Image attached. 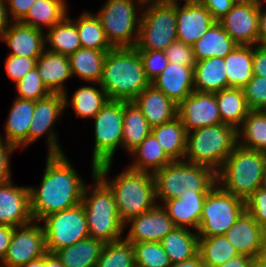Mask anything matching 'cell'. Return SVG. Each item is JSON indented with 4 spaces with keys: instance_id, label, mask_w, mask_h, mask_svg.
Listing matches in <instances>:
<instances>
[{
    "instance_id": "cell-1",
    "label": "cell",
    "mask_w": 266,
    "mask_h": 267,
    "mask_svg": "<svg viewBox=\"0 0 266 267\" xmlns=\"http://www.w3.org/2000/svg\"><path fill=\"white\" fill-rule=\"evenodd\" d=\"M66 154H47L40 186H29L34 221L81 203L86 186Z\"/></svg>"
},
{
    "instance_id": "cell-2",
    "label": "cell",
    "mask_w": 266,
    "mask_h": 267,
    "mask_svg": "<svg viewBox=\"0 0 266 267\" xmlns=\"http://www.w3.org/2000/svg\"><path fill=\"white\" fill-rule=\"evenodd\" d=\"M112 162L96 166L95 174L113 192L118 215L123 223L138 216L156 204L155 181L153 173L125 168L114 178L107 179Z\"/></svg>"
},
{
    "instance_id": "cell-3",
    "label": "cell",
    "mask_w": 266,
    "mask_h": 267,
    "mask_svg": "<svg viewBox=\"0 0 266 267\" xmlns=\"http://www.w3.org/2000/svg\"><path fill=\"white\" fill-rule=\"evenodd\" d=\"M150 84L135 47L107 52L99 85L109 100L133 101Z\"/></svg>"
},
{
    "instance_id": "cell-4",
    "label": "cell",
    "mask_w": 266,
    "mask_h": 267,
    "mask_svg": "<svg viewBox=\"0 0 266 267\" xmlns=\"http://www.w3.org/2000/svg\"><path fill=\"white\" fill-rule=\"evenodd\" d=\"M265 175L266 153L237 144L216 173V179L223 189L246 201L262 187Z\"/></svg>"
},
{
    "instance_id": "cell-5",
    "label": "cell",
    "mask_w": 266,
    "mask_h": 267,
    "mask_svg": "<svg viewBox=\"0 0 266 267\" xmlns=\"http://www.w3.org/2000/svg\"><path fill=\"white\" fill-rule=\"evenodd\" d=\"M92 172V185L83 191L82 205L86 214L89 237L107 242L124 238L125 224L118 215L115 198L109 187Z\"/></svg>"
},
{
    "instance_id": "cell-6",
    "label": "cell",
    "mask_w": 266,
    "mask_h": 267,
    "mask_svg": "<svg viewBox=\"0 0 266 267\" xmlns=\"http://www.w3.org/2000/svg\"><path fill=\"white\" fill-rule=\"evenodd\" d=\"M153 177L157 204L177 198L183 193L209 192L217 183L216 172L211 168L184 160L172 161L156 170Z\"/></svg>"
},
{
    "instance_id": "cell-7",
    "label": "cell",
    "mask_w": 266,
    "mask_h": 267,
    "mask_svg": "<svg viewBox=\"0 0 266 267\" xmlns=\"http://www.w3.org/2000/svg\"><path fill=\"white\" fill-rule=\"evenodd\" d=\"M236 145L237 130L228 124L199 128L187 132L183 160L209 167L217 173Z\"/></svg>"
},
{
    "instance_id": "cell-8",
    "label": "cell",
    "mask_w": 266,
    "mask_h": 267,
    "mask_svg": "<svg viewBox=\"0 0 266 267\" xmlns=\"http://www.w3.org/2000/svg\"><path fill=\"white\" fill-rule=\"evenodd\" d=\"M135 48L138 51H165L177 40L176 5L169 2L143 5Z\"/></svg>"
},
{
    "instance_id": "cell-9",
    "label": "cell",
    "mask_w": 266,
    "mask_h": 267,
    "mask_svg": "<svg viewBox=\"0 0 266 267\" xmlns=\"http://www.w3.org/2000/svg\"><path fill=\"white\" fill-rule=\"evenodd\" d=\"M143 5L137 0H107L97 11L106 38L113 48L135 47Z\"/></svg>"
},
{
    "instance_id": "cell-10",
    "label": "cell",
    "mask_w": 266,
    "mask_h": 267,
    "mask_svg": "<svg viewBox=\"0 0 266 267\" xmlns=\"http://www.w3.org/2000/svg\"><path fill=\"white\" fill-rule=\"evenodd\" d=\"M245 210V201L216 183L205 198L198 236L224 235Z\"/></svg>"
},
{
    "instance_id": "cell-11",
    "label": "cell",
    "mask_w": 266,
    "mask_h": 267,
    "mask_svg": "<svg viewBox=\"0 0 266 267\" xmlns=\"http://www.w3.org/2000/svg\"><path fill=\"white\" fill-rule=\"evenodd\" d=\"M94 147L92 171L96 166L112 162L118 146L122 148L123 137V101L108 100L94 116Z\"/></svg>"
},
{
    "instance_id": "cell-12",
    "label": "cell",
    "mask_w": 266,
    "mask_h": 267,
    "mask_svg": "<svg viewBox=\"0 0 266 267\" xmlns=\"http://www.w3.org/2000/svg\"><path fill=\"white\" fill-rule=\"evenodd\" d=\"M45 233L46 250H57L71 246L89 237L86 214L82 203L52 213L40 221Z\"/></svg>"
},
{
    "instance_id": "cell-13",
    "label": "cell",
    "mask_w": 266,
    "mask_h": 267,
    "mask_svg": "<svg viewBox=\"0 0 266 267\" xmlns=\"http://www.w3.org/2000/svg\"><path fill=\"white\" fill-rule=\"evenodd\" d=\"M64 110V96L61 93H50L35 101L33 118L28 132V145L46 134L47 154H64L58 142V134L54 131V123L63 115Z\"/></svg>"
},
{
    "instance_id": "cell-14",
    "label": "cell",
    "mask_w": 266,
    "mask_h": 267,
    "mask_svg": "<svg viewBox=\"0 0 266 267\" xmlns=\"http://www.w3.org/2000/svg\"><path fill=\"white\" fill-rule=\"evenodd\" d=\"M39 221L14 227L13 235L0 267H21L47 253L45 233Z\"/></svg>"
},
{
    "instance_id": "cell-15",
    "label": "cell",
    "mask_w": 266,
    "mask_h": 267,
    "mask_svg": "<svg viewBox=\"0 0 266 267\" xmlns=\"http://www.w3.org/2000/svg\"><path fill=\"white\" fill-rule=\"evenodd\" d=\"M178 117L187 132L222 123L215 94L195 90L178 105Z\"/></svg>"
},
{
    "instance_id": "cell-16",
    "label": "cell",
    "mask_w": 266,
    "mask_h": 267,
    "mask_svg": "<svg viewBox=\"0 0 266 267\" xmlns=\"http://www.w3.org/2000/svg\"><path fill=\"white\" fill-rule=\"evenodd\" d=\"M124 224V229L127 225L130 227L127 236L124 237L130 243L160 242L176 228L161 204H156L152 209L130 218Z\"/></svg>"
},
{
    "instance_id": "cell-17",
    "label": "cell",
    "mask_w": 266,
    "mask_h": 267,
    "mask_svg": "<svg viewBox=\"0 0 266 267\" xmlns=\"http://www.w3.org/2000/svg\"><path fill=\"white\" fill-rule=\"evenodd\" d=\"M218 22L238 45L255 46L259 32V4L235 3Z\"/></svg>"
},
{
    "instance_id": "cell-18",
    "label": "cell",
    "mask_w": 266,
    "mask_h": 267,
    "mask_svg": "<svg viewBox=\"0 0 266 267\" xmlns=\"http://www.w3.org/2000/svg\"><path fill=\"white\" fill-rule=\"evenodd\" d=\"M33 221L29 186H17L13 181L0 183V225L22 226Z\"/></svg>"
},
{
    "instance_id": "cell-19",
    "label": "cell",
    "mask_w": 266,
    "mask_h": 267,
    "mask_svg": "<svg viewBox=\"0 0 266 267\" xmlns=\"http://www.w3.org/2000/svg\"><path fill=\"white\" fill-rule=\"evenodd\" d=\"M224 236L239 254L252 258L262 255L266 232L246 210Z\"/></svg>"
},
{
    "instance_id": "cell-20",
    "label": "cell",
    "mask_w": 266,
    "mask_h": 267,
    "mask_svg": "<svg viewBox=\"0 0 266 267\" xmlns=\"http://www.w3.org/2000/svg\"><path fill=\"white\" fill-rule=\"evenodd\" d=\"M177 40L193 45L216 22L203 4L176 5Z\"/></svg>"
},
{
    "instance_id": "cell-21",
    "label": "cell",
    "mask_w": 266,
    "mask_h": 267,
    "mask_svg": "<svg viewBox=\"0 0 266 267\" xmlns=\"http://www.w3.org/2000/svg\"><path fill=\"white\" fill-rule=\"evenodd\" d=\"M8 55L38 58L45 50V32L19 22H11L2 36Z\"/></svg>"
},
{
    "instance_id": "cell-22",
    "label": "cell",
    "mask_w": 266,
    "mask_h": 267,
    "mask_svg": "<svg viewBox=\"0 0 266 267\" xmlns=\"http://www.w3.org/2000/svg\"><path fill=\"white\" fill-rule=\"evenodd\" d=\"M133 102L151 128L178 117V105L152 84L145 88Z\"/></svg>"
},
{
    "instance_id": "cell-23",
    "label": "cell",
    "mask_w": 266,
    "mask_h": 267,
    "mask_svg": "<svg viewBox=\"0 0 266 267\" xmlns=\"http://www.w3.org/2000/svg\"><path fill=\"white\" fill-rule=\"evenodd\" d=\"M207 194L208 192L183 193L177 198L164 201L161 206L166 210L176 227L197 232Z\"/></svg>"
},
{
    "instance_id": "cell-24",
    "label": "cell",
    "mask_w": 266,
    "mask_h": 267,
    "mask_svg": "<svg viewBox=\"0 0 266 267\" xmlns=\"http://www.w3.org/2000/svg\"><path fill=\"white\" fill-rule=\"evenodd\" d=\"M151 84L179 105L194 91V67L169 62Z\"/></svg>"
},
{
    "instance_id": "cell-25",
    "label": "cell",
    "mask_w": 266,
    "mask_h": 267,
    "mask_svg": "<svg viewBox=\"0 0 266 267\" xmlns=\"http://www.w3.org/2000/svg\"><path fill=\"white\" fill-rule=\"evenodd\" d=\"M36 68L43 84L51 93L64 94L68 92L65 82L72 78V74L67 55L45 49L36 60Z\"/></svg>"
},
{
    "instance_id": "cell-26",
    "label": "cell",
    "mask_w": 266,
    "mask_h": 267,
    "mask_svg": "<svg viewBox=\"0 0 266 267\" xmlns=\"http://www.w3.org/2000/svg\"><path fill=\"white\" fill-rule=\"evenodd\" d=\"M35 101L17 98L13 102L5 126L8 143L16 148H27L28 132L33 118Z\"/></svg>"
},
{
    "instance_id": "cell-27",
    "label": "cell",
    "mask_w": 266,
    "mask_h": 267,
    "mask_svg": "<svg viewBox=\"0 0 266 267\" xmlns=\"http://www.w3.org/2000/svg\"><path fill=\"white\" fill-rule=\"evenodd\" d=\"M228 88L224 58L212 57L194 65V90L215 93Z\"/></svg>"
},
{
    "instance_id": "cell-28",
    "label": "cell",
    "mask_w": 266,
    "mask_h": 267,
    "mask_svg": "<svg viewBox=\"0 0 266 267\" xmlns=\"http://www.w3.org/2000/svg\"><path fill=\"white\" fill-rule=\"evenodd\" d=\"M238 44L229 36L222 25L216 21L193 45L196 61L212 57L225 58Z\"/></svg>"
},
{
    "instance_id": "cell-29",
    "label": "cell",
    "mask_w": 266,
    "mask_h": 267,
    "mask_svg": "<svg viewBox=\"0 0 266 267\" xmlns=\"http://www.w3.org/2000/svg\"><path fill=\"white\" fill-rule=\"evenodd\" d=\"M105 242L88 237L55 252L64 267H96Z\"/></svg>"
},
{
    "instance_id": "cell-30",
    "label": "cell",
    "mask_w": 266,
    "mask_h": 267,
    "mask_svg": "<svg viewBox=\"0 0 266 267\" xmlns=\"http://www.w3.org/2000/svg\"><path fill=\"white\" fill-rule=\"evenodd\" d=\"M151 133L172 161H183L186 151L187 131L179 117L151 128Z\"/></svg>"
},
{
    "instance_id": "cell-31",
    "label": "cell",
    "mask_w": 266,
    "mask_h": 267,
    "mask_svg": "<svg viewBox=\"0 0 266 267\" xmlns=\"http://www.w3.org/2000/svg\"><path fill=\"white\" fill-rule=\"evenodd\" d=\"M253 45H238L225 58L228 88H243L254 76Z\"/></svg>"
},
{
    "instance_id": "cell-32",
    "label": "cell",
    "mask_w": 266,
    "mask_h": 267,
    "mask_svg": "<svg viewBox=\"0 0 266 267\" xmlns=\"http://www.w3.org/2000/svg\"><path fill=\"white\" fill-rule=\"evenodd\" d=\"M81 47L76 19L69 18L68 14L45 33V49L48 51L69 56Z\"/></svg>"
},
{
    "instance_id": "cell-33",
    "label": "cell",
    "mask_w": 266,
    "mask_h": 267,
    "mask_svg": "<svg viewBox=\"0 0 266 267\" xmlns=\"http://www.w3.org/2000/svg\"><path fill=\"white\" fill-rule=\"evenodd\" d=\"M99 88L90 85L82 86L75 90L70 100L69 94L65 92L64 105L65 109L69 106L75 111V116L81 118H94V116L102 109V107L109 100L106 92L99 85L95 83ZM69 99V100H68Z\"/></svg>"
},
{
    "instance_id": "cell-34",
    "label": "cell",
    "mask_w": 266,
    "mask_h": 267,
    "mask_svg": "<svg viewBox=\"0 0 266 267\" xmlns=\"http://www.w3.org/2000/svg\"><path fill=\"white\" fill-rule=\"evenodd\" d=\"M65 0H35L21 23L45 32L68 14ZM45 29H44V27Z\"/></svg>"
},
{
    "instance_id": "cell-35",
    "label": "cell",
    "mask_w": 266,
    "mask_h": 267,
    "mask_svg": "<svg viewBox=\"0 0 266 267\" xmlns=\"http://www.w3.org/2000/svg\"><path fill=\"white\" fill-rule=\"evenodd\" d=\"M170 263L175 264L194 257L199 250L197 232L186 228H174L161 241Z\"/></svg>"
},
{
    "instance_id": "cell-36",
    "label": "cell",
    "mask_w": 266,
    "mask_h": 267,
    "mask_svg": "<svg viewBox=\"0 0 266 267\" xmlns=\"http://www.w3.org/2000/svg\"><path fill=\"white\" fill-rule=\"evenodd\" d=\"M214 94L222 123L237 130L250 111L242 88L229 87Z\"/></svg>"
},
{
    "instance_id": "cell-37",
    "label": "cell",
    "mask_w": 266,
    "mask_h": 267,
    "mask_svg": "<svg viewBox=\"0 0 266 267\" xmlns=\"http://www.w3.org/2000/svg\"><path fill=\"white\" fill-rule=\"evenodd\" d=\"M151 133L146 118L133 101H123L122 148L129 154Z\"/></svg>"
},
{
    "instance_id": "cell-38",
    "label": "cell",
    "mask_w": 266,
    "mask_h": 267,
    "mask_svg": "<svg viewBox=\"0 0 266 267\" xmlns=\"http://www.w3.org/2000/svg\"><path fill=\"white\" fill-rule=\"evenodd\" d=\"M130 155L135 161L131 163L129 168L136 171L154 173L172 162L152 133Z\"/></svg>"
},
{
    "instance_id": "cell-39",
    "label": "cell",
    "mask_w": 266,
    "mask_h": 267,
    "mask_svg": "<svg viewBox=\"0 0 266 267\" xmlns=\"http://www.w3.org/2000/svg\"><path fill=\"white\" fill-rule=\"evenodd\" d=\"M107 52L81 47L70 54L68 57L72 77L76 75L90 84L99 83Z\"/></svg>"
},
{
    "instance_id": "cell-40",
    "label": "cell",
    "mask_w": 266,
    "mask_h": 267,
    "mask_svg": "<svg viewBox=\"0 0 266 267\" xmlns=\"http://www.w3.org/2000/svg\"><path fill=\"white\" fill-rule=\"evenodd\" d=\"M237 144L266 153V112L250 110L237 129Z\"/></svg>"
},
{
    "instance_id": "cell-41",
    "label": "cell",
    "mask_w": 266,
    "mask_h": 267,
    "mask_svg": "<svg viewBox=\"0 0 266 267\" xmlns=\"http://www.w3.org/2000/svg\"><path fill=\"white\" fill-rule=\"evenodd\" d=\"M76 27L82 48L100 51H110L113 49L96 14L90 11L82 12L76 19Z\"/></svg>"
},
{
    "instance_id": "cell-42",
    "label": "cell",
    "mask_w": 266,
    "mask_h": 267,
    "mask_svg": "<svg viewBox=\"0 0 266 267\" xmlns=\"http://www.w3.org/2000/svg\"><path fill=\"white\" fill-rule=\"evenodd\" d=\"M198 237V252L207 267H219L239 254L224 235Z\"/></svg>"
},
{
    "instance_id": "cell-43",
    "label": "cell",
    "mask_w": 266,
    "mask_h": 267,
    "mask_svg": "<svg viewBox=\"0 0 266 267\" xmlns=\"http://www.w3.org/2000/svg\"><path fill=\"white\" fill-rule=\"evenodd\" d=\"M96 267H136L131 243L125 238L105 243Z\"/></svg>"
},
{
    "instance_id": "cell-44",
    "label": "cell",
    "mask_w": 266,
    "mask_h": 267,
    "mask_svg": "<svg viewBox=\"0 0 266 267\" xmlns=\"http://www.w3.org/2000/svg\"><path fill=\"white\" fill-rule=\"evenodd\" d=\"M131 245L137 267H171L160 242H136Z\"/></svg>"
},
{
    "instance_id": "cell-45",
    "label": "cell",
    "mask_w": 266,
    "mask_h": 267,
    "mask_svg": "<svg viewBox=\"0 0 266 267\" xmlns=\"http://www.w3.org/2000/svg\"><path fill=\"white\" fill-rule=\"evenodd\" d=\"M17 98L37 101L48 96L51 92L43 84L38 69L30 70L16 84Z\"/></svg>"
},
{
    "instance_id": "cell-46",
    "label": "cell",
    "mask_w": 266,
    "mask_h": 267,
    "mask_svg": "<svg viewBox=\"0 0 266 267\" xmlns=\"http://www.w3.org/2000/svg\"><path fill=\"white\" fill-rule=\"evenodd\" d=\"M247 106L250 110L266 108V77L254 75L242 88Z\"/></svg>"
},
{
    "instance_id": "cell-47",
    "label": "cell",
    "mask_w": 266,
    "mask_h": 267,
    "mask_svg": "<svg viewBox=\"0 0 266 267\" xmlns=\"http://www.w3.org/2000/svg\"><path fill=\"white\" fill-rule=\"evenodd\" d=\"M147 79L152 83L168 66L165 51H139Z\"/></svg>"
},
{
    "instance_id": "cell-48",
    "label": "cell",
    "mask_w": 266,
    "mask_h": 267,
    "mask_svg": "<svg viewBox=\"0 0 266 267\" xmlns=\"http://www.w3.org/2000/svg\"><path fill=\"white\" fill-rule=\"evenodd\" d=\"M36 60L37 58L7 55L5 61L7 76L16 84L30 70L36 67Z\"/></svg>"
},
{
    "instance_id": "cell-49",
    "label": "cell",
    "mask_w": 266,
    "mask_h": 267,
    "mask_svg": "<svg viewBox=\"0 0 266 267\" xmlns=\"http://www.w3.org/2000/svg\"><path fill=\"white\" fill-rule=\"evenodd\" d=\"M246 211L266 232V190L258 188L246 201Z\"/></svg>"
},
{
    "instance_id": "cell-50",
    "label": "cell",
    "mask_w": 266,
    "mask_h": 267,
    "mask_svg": "<svg viewBox=\"0 0 266 267\" xmlns=\"http://www.w3.org/2000/svg\"><path fill=\"white\" fill-rule=\"evenodd\" d=\"M166 58L170 63L181 66L194 67L196 59L191 45L176 40L165 50Z\"/></svg>"
},
{
    "instance_id": "cell-51",
    "label": "cell",
    "mask_w": 266,
    "mask_h": 267,
    "mask_svg": "<svg viewBox=\"0 0 266 267\" xmlns=\"http://www.w3.org/2000/svg\"><path fill=\"white\" fill-rule=\"evenodd\" d=\"M15 146L8 143L0 135V183H6L12 180L10 169L11 154L16 151ZM15 150V151H14Z\"/></svg>"
},
{
    "instance_id": "cell-52",
    "label": "cell",
    "mask_w": 266,
    "mask_h": 267,
    "mask_svg": "<svg viewBox=\"0 0 266 267\" xmlns=\"http://www.w3.org/2000/svg\"><path fill=\"white\" fill-rule=\"evenodd\" d=\"M9 18L12 22L21 21L35 0H5Z\"/></svg>"
},
{
    "instance_id": "cell-53",
    "label": "cell",
    "mask_w": 266,
    "mask_h": 267,
    "mask_svg": "<svg viewBox=\"0 0 266 267\" xmlns=\"http://www.w3.org/2000/svg\"><path fill=\"white\" fill-rule=\"evenodd\" d=\"M208 9L215 21L222 19L235 4L234 0H203L202 3Z\"/></svg>"
},
{
    "instance_id": "cell-54",
    "label": "cell",
    "mask_w": 266,
    "mask_h": 267,
    "mask_svg": "<svg viewBox=\"0 0 266 267\" xmlns=\"http://www.w3.org/2000/svg\"><path fill=\"white\" fill-rule=\"evenodd\" d=\"M252 67L254 75L266 77V47L254 46Z\"/></svg>"
},
{
    "instance_id": "cell-55",
    "label": "cell",
    "mask_w": 266,
    "mask_h": 267,
    "mask_svg": "<svg viewBox=\"0 0 266 267\" xmlns=\"http://www.w3.org/2000/svg\"><path fill=\"white\" fill-rule=\"evenodd\" d=\"M13 231V226L0 225V262L4 259L7 253Z\"/></svg>"
},
{
    "instance_id": "cell-56",
    "label": "cell",
    "mask_w": 266,
    "mask_h": 267,
    "mask_svg": "<svg viewBox=\"0 0 266 267\" xmlns=\"http://www.w3.org/2000/svg\"><path fill=\"white\" fill-rule=\"evenodd\" d=\"M262 4H259V32L256 45L266 47V7Z\"/></svg>"
},
{
    "instance_id": "cell-57",
    "label": "cell",
    "mask_w": 266,
    "mask_h": 267,
    "mask_svg": "<svg viewBox=\"0 0 266 267\" xmlns=\"http://www.w3.org/2000/svg\"><path fill=\"white\" fill-rule=\"evenodd\" d=\"M254 258L238 254L219 267H252Z\"/></svg>"
},
{
    "instance_id": "cell-58",
    "label": "cell",
    "mask_w": 266,
    "mask_h": 267,
    "mask_svg": "<svg viewBox=\"0 0 266 267\" xmlns=\"http://www.w3.org/2000/svg\"><path fill=\"white\" fill-rule=\"evenodd\" d=\"M12 21L9 18L5 0H0V40Z\"/></svg>"
},
{
    "instance_id": "cell-59",
    "label": "cell",
    "mask_w": 266,
    "mask_h": 267,
    "mask_svg": "<svg viewBox=\"0 0 266 267\" xmlns=\"http://www.w3.org/2000/svg\"><path fill=\"white\" fill-rule=\"evenodd\" d=\"M171 267H207L203 262L199 252L189 259L172 264Z\"/></svg>"
},
{
    "instance_id": "cell-60",
    "label": "cell",
    "mask_w": 266,
    "mask_h": 267,
    "mask_svg": "<svg viewBox=\"0 0 266 267\" xmlns=\"http://www.w3.org/2000/svg\"><path fill=\"white\" fill-rule=\"evenodd\" d=\"M44 267H64L55 253L47 252L44 255Z\"/></svg>"
},
{
    "instance_id": "cell-61",
    "label": "cell",
    "mask_w": 266,
    "mask_h": 267,
    "mask_svg": "<svg viewBox=\"0 0 266 267\" xmlns=\"http://www.w3.org/2000/svg\"><path fill=\"white\" fill-rule=\"evenodd\" d=\"M21 267H44V256L31 260L30 262Z\"/></svg>"
},
{
    "instance_id": "cell-62",
    "label": "cell",
    "mask_w": 266,
    "mask_h": 267,
    "mask_svg": "<svg viewBox=\"0 0 266 267\" xmlns=\"http://www.w3.org/2000/svg\"><path fill=\"white\" fill-rule=\"evenodd\" d=\"M178 1L180 0H167V2L173 4V5H181ZM183 5H196V4H202L203 0H183Z\"/></svg>"
},
{
    "instance_id": "cell-63",
    "label": "cell",
    "mask_w": 266,
    "mask_h": 267,
    "mask_svg": "<svg viewBox=\"0 0 266 267\" xmlns=\"http://www.w3.org/2000/svg\"><path fill=\"white\" fill-rule=\"evenodd\" d=\"M252 267H266V259L262 256L255 257Z\"/></svg>"
},
{
    "instance_id": "cell-64",
    "label": "cell",
    "mask_w": 266,
    "mask_h": 267,
    "mask_svg": "<svg viewBox=\"0 0 266 267\" xmlns=\"http://www.w3.org/2000/svg\"><path fill=\"white\" fill-rule=\"evenodd\" d=\"M235 3H242V4H261L266 2H263V0H234Z\"/></svg>"
},
{
    "instance_id": "cell-65",
    "label": "cell",
    "mask_w": 266,
    "mask_h": 267,
    "mask_svg": "<svg viewBox=\"0 0 266 267\" xmlns=\"http://www.w3.org/2000/svg\"><path fill=\"white\" fill-rule=\"evenodd\" d=\"M140 2L142 5L150 4V3H161V2H166L167 0H137Z\"/></svg>"
},
{
    "instance_id": "cell-66",
    "label": "cell",
    "mask_w": 266,
    "mask_h": 267,
    "mask_svg": "<svg viewBox=\"0 0 266 267\" xmlns=\"http://www.w3.org/2000/svg\"><path fill=\"white\" fill-rule=\"evenodd\" d=\"M261 256L266 259V239H265V242H264L263 252H262Z\"/></svg>"
},
{
    "instance_id": "cell-67",
    "label": "cell",
    "mask_w": 266,
    "mask_h": 267,
    "mask_svg": "<svg viewBox=\"0 0 266 267\" xmlns=\"http://www.w3.org/2000/svg\"><path fill=\"white\" fill-rule=\"evenodd\" d=\"M262 188H264L266 190V175H265L264 180H263Z\"/></svg>"
}]
</instances>
